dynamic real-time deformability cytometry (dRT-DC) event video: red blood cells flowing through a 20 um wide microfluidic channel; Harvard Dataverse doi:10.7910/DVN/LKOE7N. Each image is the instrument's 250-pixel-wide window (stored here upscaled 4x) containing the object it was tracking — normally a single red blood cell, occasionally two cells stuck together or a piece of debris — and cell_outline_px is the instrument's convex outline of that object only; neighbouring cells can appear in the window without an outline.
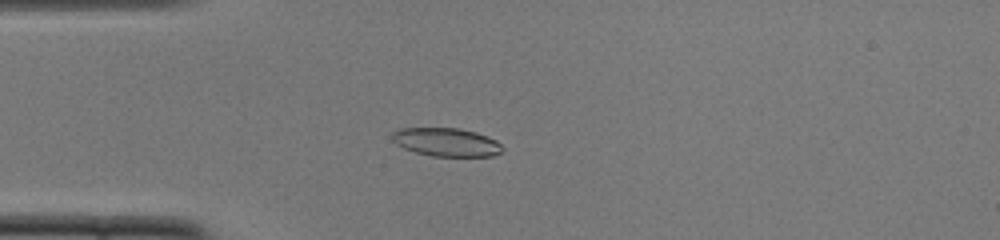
{"species": "common noctule bat (a hibernating species)", "species_latin": "Nyctalus noctula", "temperature_condition": "cold", "stored_images_in_passage": 52, "camera_frame_rate_fps": 3000, "um_per_image_px": 0.085, "animal": {"sex": "female", "body_mass_g": 22.0, "forearm_length_mm": 56.7}, "frame": {"image": 1, "passage_image": 14, "time_ms": 4.333, "image_size_px": [1000, 240], "cell_outline_px": [[504, 148], [500, 152], [492, 156], [432, 156], [416, 152], [404, 148], [396, 144], [392, 140], [392, 132], [400, 128], [460, 128], [476, 132], [488, 136], [496, 140]], "centroid_in_image_um": [37.94, 12.07], "position_along_channel_um": 47.1, "area_um2": 18.26}}
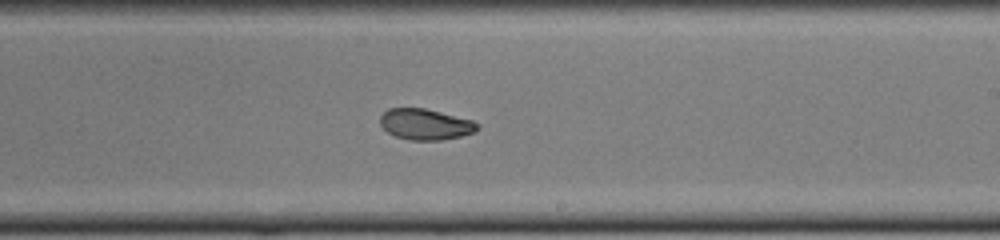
{"frame": {"image": 2, "passage_image": 31, "time_ms": 10.0, "image_size_px": [1000, 240], "cell_outline_px": [[480, 128], [476, 132], [460, 136], [440, 140], [408, 140], [396, 136], [388, 132], [380, 124], [380, 116], [388, 108], [424, 108], [472, 120], [480, 124]], "centroid_in_image_um": [36.17, 10.57], "position_along_channel_um": 252.8, "area_um2": 17.51}}
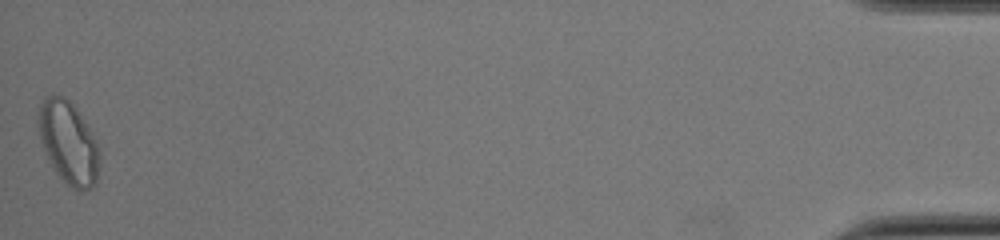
{"frame": {"image": 3, "passage_image": 52, "time_ms": 17.0, "image_size_px": [1000, 240], "cell_outline_px": [[100, 164], [96, 184], [92, 188], [80, 192], [76, 192], [56, 172], [48, 160], [40, 140], [36, 124], [36, 116], [40, 104], [48, 96], [64, 96], [76, 108], [100, 148]], "centroid_in_image_um": [5.81, 12.16], "position_along_channel_um": 429.4, "area_um2": 29.71}, "authors_computed_cell_mechanics": {"area_um2": 18.6694, "velocity_mm_per_s": 3.8694, "shape_relaxation_time_tau1_ms": 4.3182, "shape_relaxation_time_tau2_ms": 1.3728, "deformation_change_tau1": 0.1586, "deformation_change_tau2": 0.0604}}